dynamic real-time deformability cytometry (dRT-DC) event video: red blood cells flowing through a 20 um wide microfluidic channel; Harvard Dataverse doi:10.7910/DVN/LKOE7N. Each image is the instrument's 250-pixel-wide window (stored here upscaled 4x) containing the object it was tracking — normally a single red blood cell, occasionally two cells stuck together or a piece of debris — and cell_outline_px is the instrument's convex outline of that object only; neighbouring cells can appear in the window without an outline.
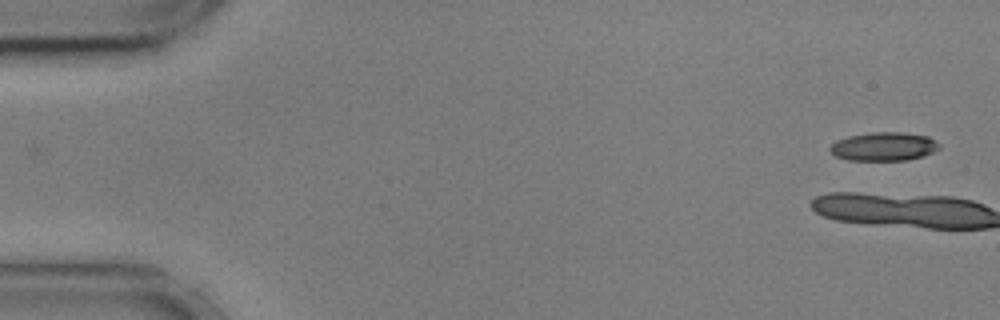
{"species": "common noctule bat (a hibernating species)", "species_latin": "Nyctalus noctula", "temperature_condition": "cold", "stored_images_in_passage": 3, "camera_frame_rate_fps": 3000, "um_per_image_px": 0.085, "animal": {"sex": "male", "body_mass_g": 17.9, "forearm_length_mm": 54.2}, "frame": {"image": 1, "passage_image": 1, "time_ms": 0.0, "image_size_px": [1000, 320], "cell_outline_px": [[940, 148], [932, 152], [908, 160], [848, 160], [836, 156], [828, 148], [836, 140], [848, 136], [872, 132], [900, 132], [928, 136], [940, 144]], "centroid_in_image_um": [75.11, 12.45], "position_along_channel_um": 9.9, "area_um2": 18.09}}